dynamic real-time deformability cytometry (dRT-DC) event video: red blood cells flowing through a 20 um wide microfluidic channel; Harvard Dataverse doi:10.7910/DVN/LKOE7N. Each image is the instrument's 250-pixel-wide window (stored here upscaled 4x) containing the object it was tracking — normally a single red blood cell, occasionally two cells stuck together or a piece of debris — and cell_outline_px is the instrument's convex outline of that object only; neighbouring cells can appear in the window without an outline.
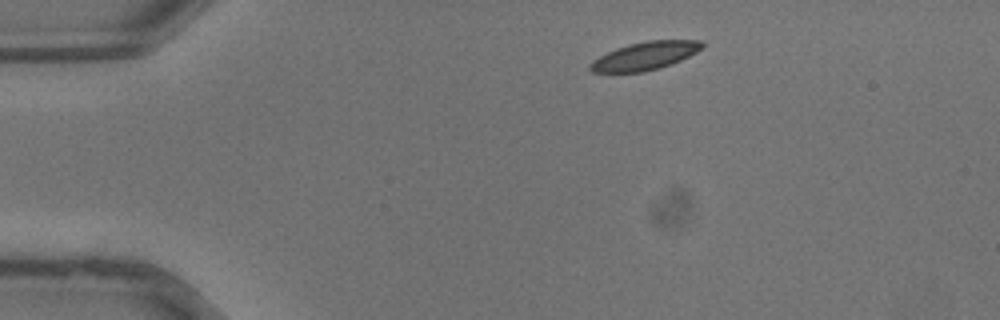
{"species": "common noctule bat (a hibernating species)", "species_latin": "Nyctalus noctula", "temperature_condition": "warm", "stored_images_in_passage": 31, "camera_frame_rate_fps": 3000, "um_per_image_px": 0.085, "animal": {"sex": "male", "body_mass_g": 13.3}, "frame": {"image": 1, "passage_image": 1, "time_ms": 0.0, "image_size_px": [1000, 320], "cell_outline_px": [[704, 48], [672, 64], [660, 68], [644, 72], [592, 72], [588, 68], [588, 64], [592, 60], [616, 48], [628, 44], [648, 40], [700, 40], [704, 44]], "centroid_in_image_um": [54.82, 4.75], "position_along_channel_um": 30.2, "area_um2": 18.38}}
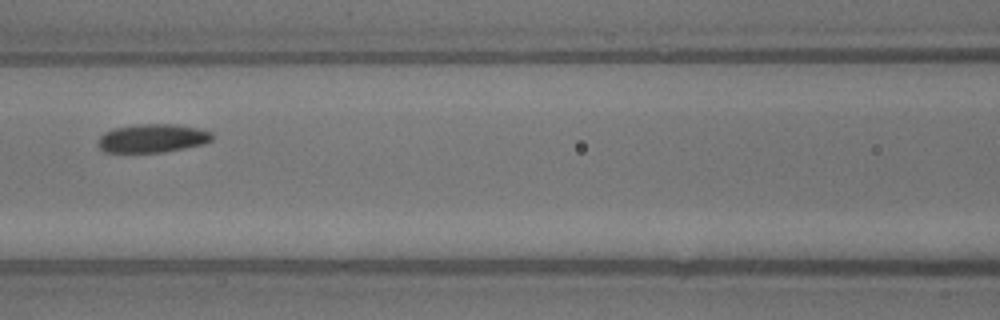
{"frame": {"image": 2, "passage_image": 11, "time_ms": 3.333, "image_size_px": [1000, 320], "cell_outline_px": [[212, 140], [204, 144], [164, 152], [104, 152], [96, 144], [100, 136], [104, 132], [112, 128], [140, 124], [176, 124], [196, 128], [212, 132]], "centroid_in_image_um": [12.93, 11.75], "position_along_channel_um": 153.7, "area_um2": 19.02}}
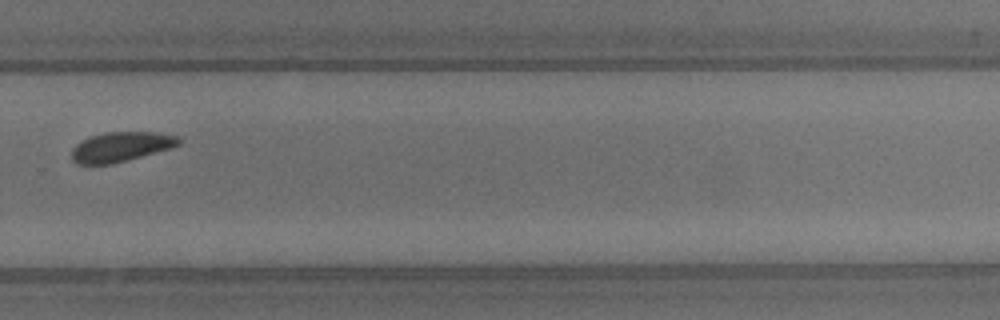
{"frame": {"image": 3, "passage_image": 20, "time_ms": 6.333, "image_size_px": [1000, 320], "cell_outline_px": [[180, 144], [172, 148], [128, 160], [112, 164], [76, 164], [72, 160], [72, 148], [76, 144], [92, 136], [104, 132], [156, 132], [180, 136]], "centroid_in_image_um": [10.31, 12.48], "position_along_channel_um": 319.5, "area_um2": 18.61}}